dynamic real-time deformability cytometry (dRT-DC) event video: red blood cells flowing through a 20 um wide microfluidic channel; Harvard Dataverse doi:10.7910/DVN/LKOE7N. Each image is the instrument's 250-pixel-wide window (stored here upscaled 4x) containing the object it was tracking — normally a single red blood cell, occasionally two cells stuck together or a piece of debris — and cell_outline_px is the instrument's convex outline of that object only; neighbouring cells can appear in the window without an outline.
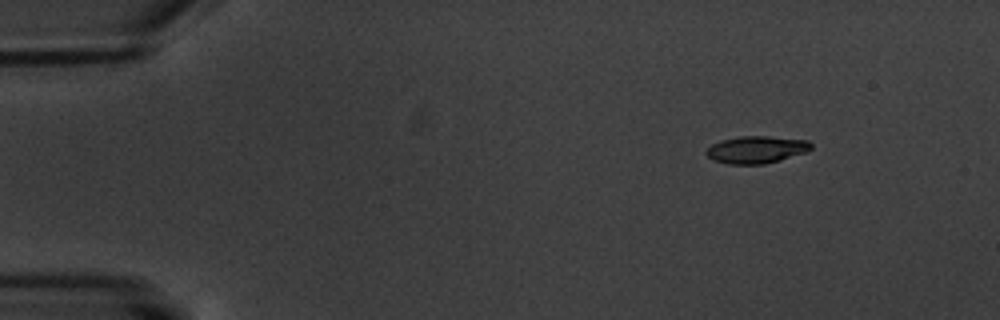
{"species": "common noctule bat (a hibernating species)", "species_latin": "Nyctalus noctula", "temperature_condition": "warm", "stored_images_in_passage": 4, "camera_frame_rate_fps": 3000, "um_per_image_px": 0.085, "animal": {"sex": "male", "body_mass_g": 20.1, "forearm_length_mm": 53.5}, "frame": {"image": 1, "passage_image": 1, "time_ms": 0.0, "image_size_px": [1000, 320], "cell_outline_px": [[812, 148], [808, 152], [780, 160], [764, 164], [728, 164], [712, 160], [704, 152], [712, 144], [720, 140], [740, 136], [768, 136], [808, 140], [812, 144]], "centroid_in_image_um": [64.3, 12.72], "position_along_channel_um": 20.7, "area_um2": 16.82}}
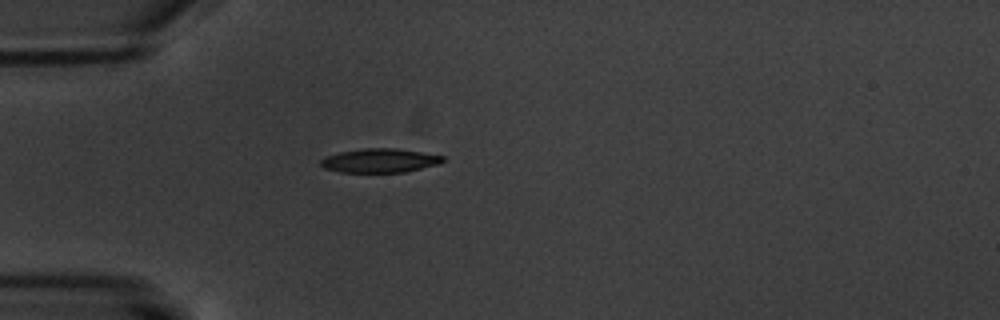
{"frame": {"image": 2, "passage_image": 3, "time_ms": 3.333, "image_size_px": [1000, 320], "cell_outline_px": [[444, 160], [440, 164], [404, 172], [340, 172], [324, 168], [320, 164], [320, 160], [324, 156], [340, 152], [364, 148], [396, 148], [444, 156]], "centroid_in_image_um": [32.26, 13.65], "position_along_channel_um": 52.7, "area_um2": 17.05}}